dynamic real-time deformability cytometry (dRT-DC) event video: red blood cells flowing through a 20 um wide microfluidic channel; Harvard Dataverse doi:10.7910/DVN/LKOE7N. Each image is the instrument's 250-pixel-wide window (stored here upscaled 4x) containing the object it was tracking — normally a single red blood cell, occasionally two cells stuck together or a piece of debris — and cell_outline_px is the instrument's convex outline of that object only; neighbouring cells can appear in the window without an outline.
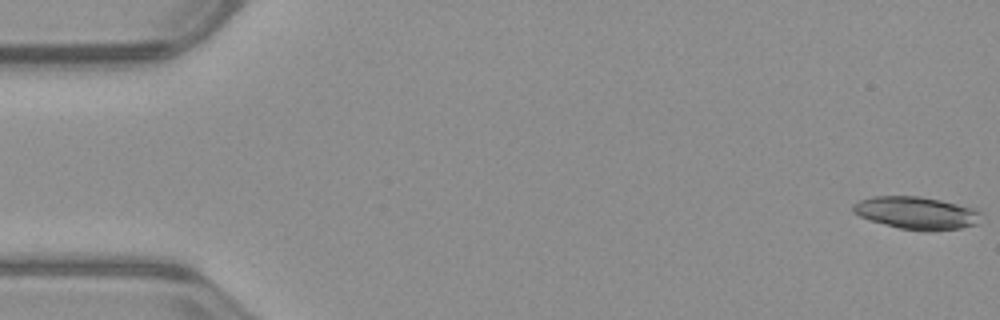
{"species": "common noctule bat (a hibernating species)", "species_latin": "Nyctalus noctula", "temperature_condition": "warm", "stored_images_in_passage": 52, "segment_of_instrument_passage": [1, 2], "camera_frame_rate_fps": 3000, "um_per_image_px": 0.085, "animal": {"sex": "male", "body_mass_g": 23.1, "forearm_length_mm": 52.7}, "frame": {"image": 1, "passage_image": 1, "time_ms": 0.0, "image_size_px": [1000, 320], "cell_outline_px": [[980, 224], [960, 228], [932, 232], [924, 232], [900, 228], [872, 220], [860, 216], [852, 212], [852, 204], [860, 200], [872, 196], [920, 196], [940, 200], [976, 208], [980, 212]], "centroid_in_image_um": [77.94, 18.11], "position_along_channel_um": 7.1, "area_um2": 24.51}}
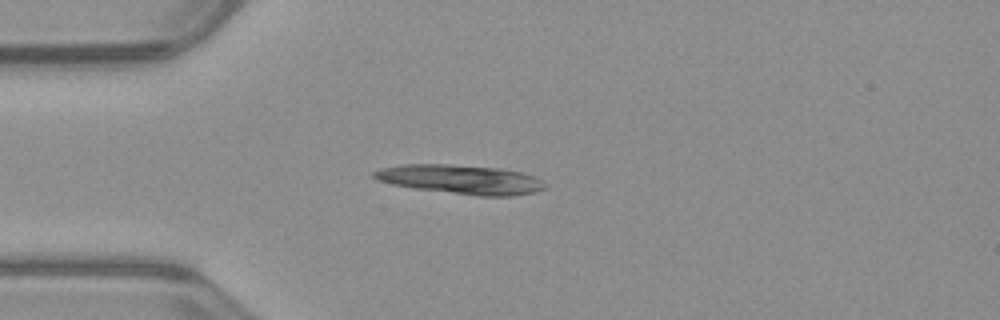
{"frame": {"image": 2, "passage_image": 14, "time_ms": 4.333, "image_size_px": [1000, 320], "cell_outline_px": [[548, 184], [544, 188], [536, 192], [512, 196], [480, 196], [416, 188], [392, 184], [380, 180], [372, 176], [372, 172], [380, 168], [404, 164], [448, 164], [500, 168], [520, 172], [536, 176]], "centroid_in_image_um": [39.22, 15.24], "position_along_channel_um": 45.8, "area_um2": 29.02}}